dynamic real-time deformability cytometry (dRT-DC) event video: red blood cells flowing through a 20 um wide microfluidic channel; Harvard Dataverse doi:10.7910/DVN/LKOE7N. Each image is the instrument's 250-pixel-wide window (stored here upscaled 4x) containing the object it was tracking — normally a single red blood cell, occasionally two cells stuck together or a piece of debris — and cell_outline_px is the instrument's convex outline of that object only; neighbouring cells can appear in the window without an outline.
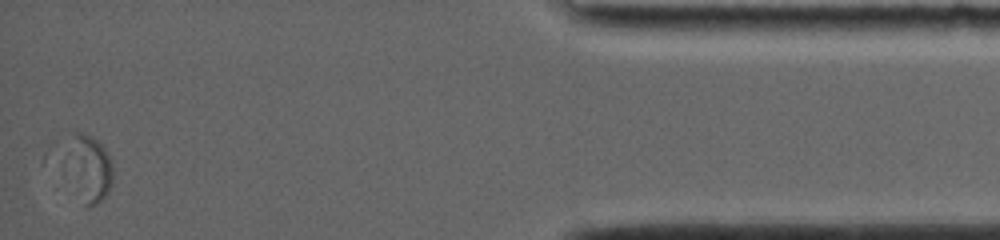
{"species": "common noctule bat (a hibernating species)", "species_latin": "Nyctalus noctula", "temperature_condition": "room temperature", "stored_images_in_passage": 26, "segment_of_instrument_passage": [2, 2], "camera_frame_rate_fps": 4000, "um_per_image_px": 0.085, "animal": {"sex": "female", "body_mass_g": 19.0, "forearm_length_mm": 56.7}, "frame": {"image": 1, "passage_image": 26, "time_ms": 13.5, "image_size_px": [1000, 240], "cell_outline_px": [[112, 184], [108, 192], [100, 200], [88, 208], [72, 132], [80, 132], [92, 136], [104, 148], [112, 160]], "centroid_in_image_um": [7.93, 14.22], "position_along_channel_um": 427.3, "area_um2": 13.64}}